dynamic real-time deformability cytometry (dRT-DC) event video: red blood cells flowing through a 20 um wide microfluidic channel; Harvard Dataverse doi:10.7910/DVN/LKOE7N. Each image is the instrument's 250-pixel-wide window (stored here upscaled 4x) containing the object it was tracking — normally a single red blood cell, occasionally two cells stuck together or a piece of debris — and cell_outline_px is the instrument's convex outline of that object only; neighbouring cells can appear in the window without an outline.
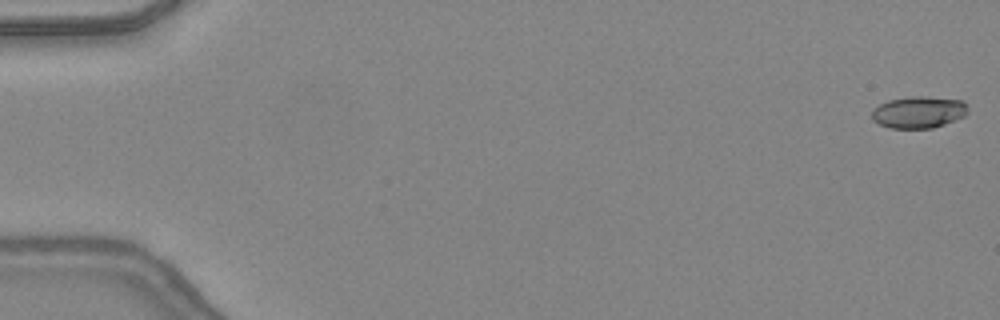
{"species": "common noctule bat (a hibernating species)", "species_latin": "Nyctalus noctula", "temperature_condition": "warm", "stored_images_in_passage": 16, "camera_frame_rate_fps": 3000, "um_per_image_px": 0.085, "animal": {"sex": "female", "body_mass_g": 24.6, "forearm_length_mm": 56.2}, "frame": {"image": 1, "passage_image": 1, "time_ms": 0.0, "image_size_px": [1000, 320], "cell_outline_px": [[968, 112], [964, 116], [944, 124], [932, 128], [888, 128], [872, 120], [872, 108], [888, 100], [912, 96], [924, 96], [964, 100], [968, 108]], "centroid_in_image_um": [78.08, 9.53], "position_along_channel_um": 6.9, "area_um2": 17.92}}
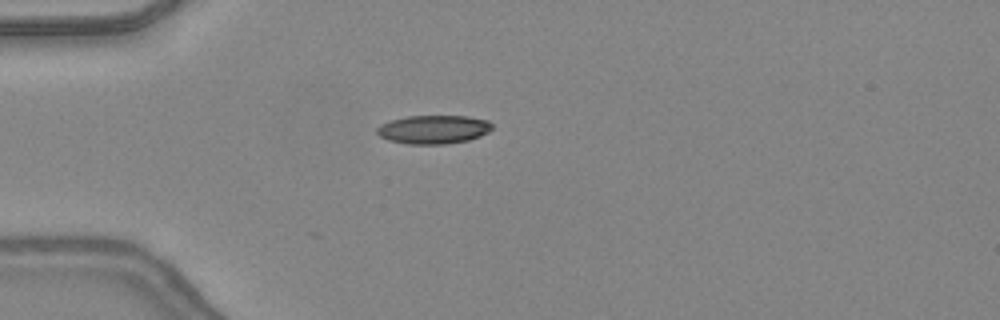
{"frame": {"image": 2, "passage_image": 14, "time_ms": 4.333, "image_size_px": [1000, 320], "cell_outline_px": [[492, 128], [488, 132], [480, 136], [468, 140], [444, 144], [408, 144], [388, 140], [380, 136], [376, 132], [376, 128], [380, 124], [392, 120], [408, 116], [468, 116], [488, 120], [492, 124]], "centroid_in_image_um": [36.84, 11.0], "position_along_channel_um": 48.2, "area_um2": 19.19}}